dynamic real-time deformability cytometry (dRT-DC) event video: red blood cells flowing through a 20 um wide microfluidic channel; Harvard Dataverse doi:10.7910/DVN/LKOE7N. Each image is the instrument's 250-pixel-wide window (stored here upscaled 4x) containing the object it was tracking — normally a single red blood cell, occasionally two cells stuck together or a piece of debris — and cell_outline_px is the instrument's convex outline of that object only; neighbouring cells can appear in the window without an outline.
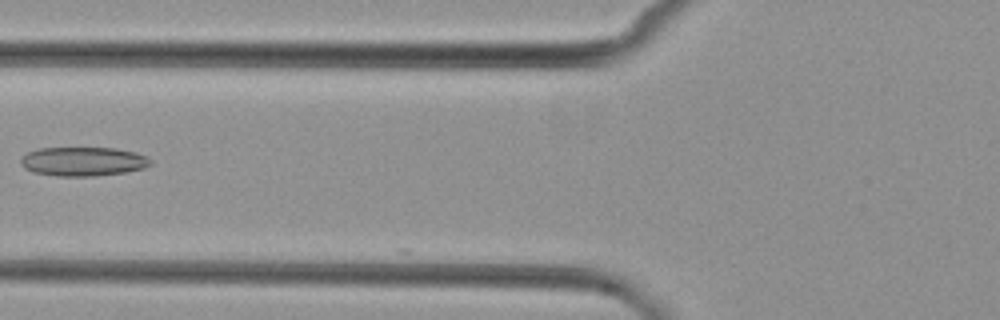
{"species": "common noctule bat (a hibernating species)", "species_latin": "Nyctalus noctula", "temperature_condition": "cold", "stored_images_in_passage": 5, "camera_frame_rate_fps": 3000, "um_per_image_px": 0.085, "animal": {"sex": "female", "body_mass_g": 29.2, "forearm_length_mm": 56.3}, "frame": {"image": 1, "passage_image": 4, "time_ms": 3.667, "image_size_px": [1000, 320], "cell_outline_px": [[152, 164], [144, 168], [124, 172], [96, 176], [56, 176], [32, 172], [24, 168], [20, 164], [20, 160], [28, 152], [40, 148], [116, 148], [136, 152], [152, 160]], "centroid_in_image_um": [7.06, 13.73], "position_along_channel_um": 118.7, "area_um2": 22.02}}